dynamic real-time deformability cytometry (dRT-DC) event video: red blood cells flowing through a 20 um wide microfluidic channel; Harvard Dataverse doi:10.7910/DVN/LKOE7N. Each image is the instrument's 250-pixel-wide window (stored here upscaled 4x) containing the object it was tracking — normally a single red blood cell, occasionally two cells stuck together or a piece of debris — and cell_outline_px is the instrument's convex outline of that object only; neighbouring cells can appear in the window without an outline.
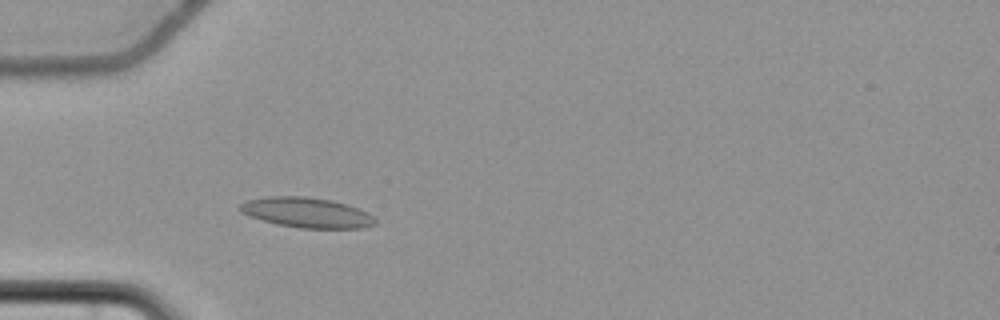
{"species": "common noctule bat (a hibernating species)", "species_latin": "Nyctalus noctula", "temperature_condition": "cold", "stored_images_in_passage": 47, "camera_frame_rate_fps": 3000, "um_per_image_px": 0.085, "animal": {"sex": "female", "body_mass_g": 22.7, "forearm_length_mm": 54.2}, "frame": {"image": 1, "passage_image": 14, "time_ms": 4.333, "image_size_px": [1000, 320], "cell_outline_px": [[376, 224], [364, 228], [300, 228], [280, 224], [264, 220], [240, 212], [240, 204], [244, 200], [268, 196], [304, 196], [332, 200], [348, 204], [368, 212], [376, 220]], "centroid_in_image_um": [26.11, 18.06], "position_along_channel_um": 58.9, "area_um2": 23.7}}
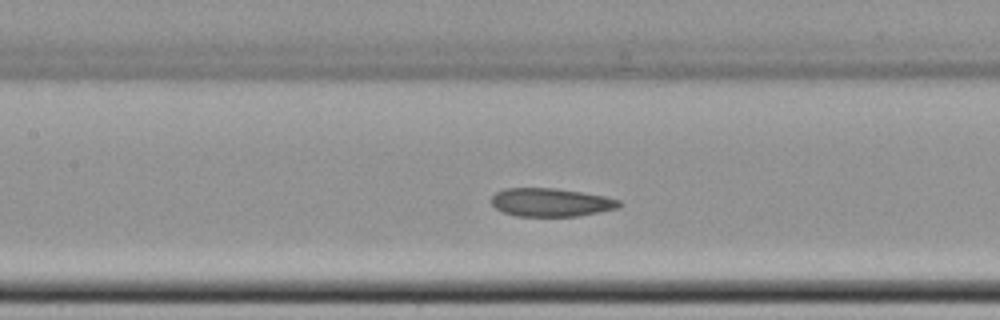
{"frame": {"image": 2, "passage_image": 23, "time_ms": 7.333, "image_size_px": [1000, 320], "cell_outline_px": [[624, 204], [616, 208], [576, 216], [516, 216], [504, 212], [496, 208], [492, 204], [492, 196], [496, 192], [504, 188], [556, 188], [584, 192], [604, 196], [620, 200]], "centroid_in_image_um": [46.82, 17.19], "position_along_channel_um": 160.6, "area_um2": 21.04}}
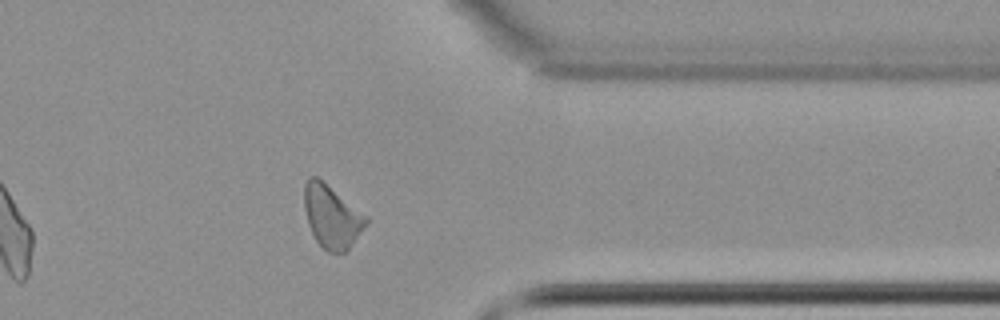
{"frame": {"image": 3, "passage_image": 42, "time_ms": 13.667, "image_size_px": [1000, 320], "cell_outline_px": [[368, 224], [348, 248], [344, 252], [328, 252], [316, 240], [308, 224], [304, 208], [304, 184], [308, 176], [316, 176], [368, 216]], "centroid_in_image_um": [28.2, 18.39], "position_along_channel_um": 383.2, "area_um2": 22.43}, "authors_computed_cell_mechanics": {"area_um2": 22.0796, "velocity_mm_per_s": 3.6522, "shape_relaxation_time_tau1_ms": null, "shape_relaxation_time_tau2_ms": 4.7299, "deformation_change_tau1": null, "deformation_change_tau2": 0.1206}}